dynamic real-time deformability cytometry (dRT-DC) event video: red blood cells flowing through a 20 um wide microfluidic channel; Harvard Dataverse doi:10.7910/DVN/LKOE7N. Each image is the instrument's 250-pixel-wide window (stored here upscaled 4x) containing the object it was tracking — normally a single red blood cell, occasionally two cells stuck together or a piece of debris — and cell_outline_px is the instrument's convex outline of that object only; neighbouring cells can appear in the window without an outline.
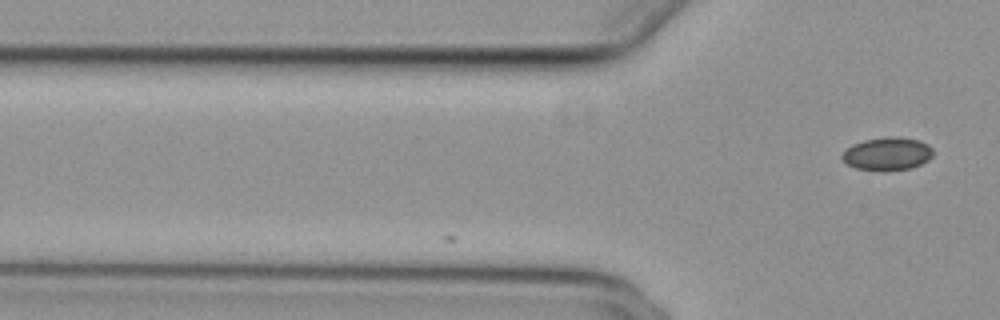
{"species": "common noctule bat (a hibernating species)", "species_latin": "Nyctalus noctula", "temperature_condition": "cold", "stored_images_in_passage": 7, "camera_frame_rate_fps": 3000, "um_per_image_px": 0.085, "animal": {"sex": "female", "body_mass_g": 29.2, "forearm_length_mm": 56.3}, "frame": {"image": 1, "passage_image": 7, "time_ms": 2.0, "image_size_px": [1000, 320], "cell_outline_px": [[932, 156], [928, 160], [912, 168], [884, 172], [880, 172], [856, 168], [848, 164], [840, 156], [852, 144], [864, 140], [888, 136], [896, 136], [920, 140], [928, 144], [932, 148]], "centroid_in_image_um": [75.43, 13.08], "position_along_channel_um": 50.4, "area_um2": 17.74}}